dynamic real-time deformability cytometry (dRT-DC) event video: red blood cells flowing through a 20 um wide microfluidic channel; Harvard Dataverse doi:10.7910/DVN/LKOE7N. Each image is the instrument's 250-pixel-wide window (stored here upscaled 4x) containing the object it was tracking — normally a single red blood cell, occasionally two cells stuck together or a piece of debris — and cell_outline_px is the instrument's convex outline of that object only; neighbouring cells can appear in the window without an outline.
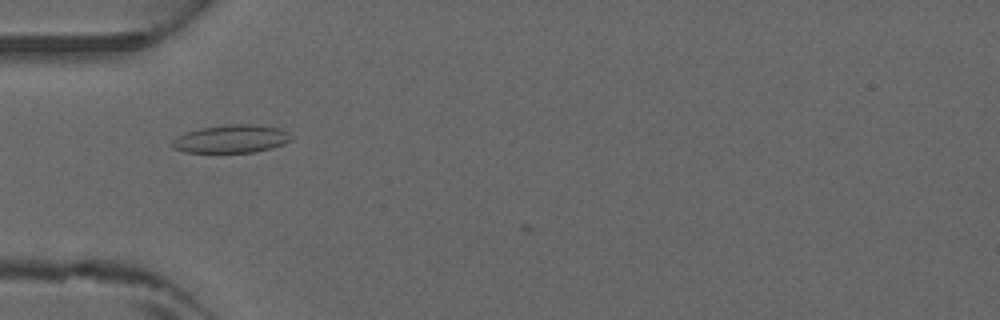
{"species": "common noctule bat (a hibernating species)", "species_latin": "Nyctalus noctula", "temperature_condition": "warm", "stored_images_in_passage": 5, "camera_frame_rate_fps": 3000, "um_per_image_px": 0.085, "animal": {"sex": "male", "forearm_length_mm": 52.5}, "frame": {"image": 1, "passage_image": 4, "time_ms": 1.0, "image_size_px": [1000, 320], "cell_outline_px": [[292, 140], [284, 144], [256, 152], [184, 152], [172, 148], [172, 140], [176, 136], [200, 128], [228, 124], [252, 124], [280, 128], [288, 132], [292, 136]], "centroid_in_image_um": [19.67, 11.8], "position_along_channel_um": 65.3, "area_um2": 19.48}}